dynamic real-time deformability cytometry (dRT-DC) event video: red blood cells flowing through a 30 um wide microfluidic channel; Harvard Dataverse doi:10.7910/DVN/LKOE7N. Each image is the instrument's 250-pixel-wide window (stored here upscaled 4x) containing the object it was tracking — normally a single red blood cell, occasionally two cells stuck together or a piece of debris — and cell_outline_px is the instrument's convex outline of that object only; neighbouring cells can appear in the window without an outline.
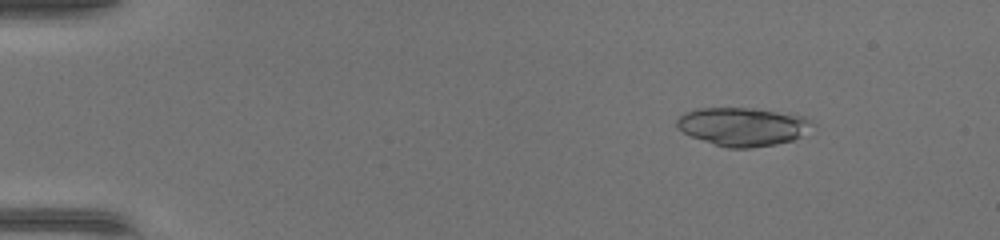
{"species": "common noctule bat (a hibernating species)", "species_latin": "Nyctalus noctula", "temperature_condition": "warm", "stored_images_in_passage": 47, "camera_frame_rate_fps": 3000, "um_per_image_px": 0.085, "animal": {"sex": "female", "body_mass_g": 17.0, "forearm_length_mm": 48.0}, "frame": {"image": 1, "passage_image": 7, "time_ms": 2.0, "image_size_px": [1000, 240], "cell_outline_px": [[812, 120], [800, 136], [792, 140], [776, 144], [752, 148], [728, 148], [692, 136], [676, 128], [676, 120], [684, 112], [700, 108], [752, 108], [804, 116]], "centroid_in_image_um": [63.07, 10.75], "position_along_channel_um": 21.9, "area_um2": 29.77}}
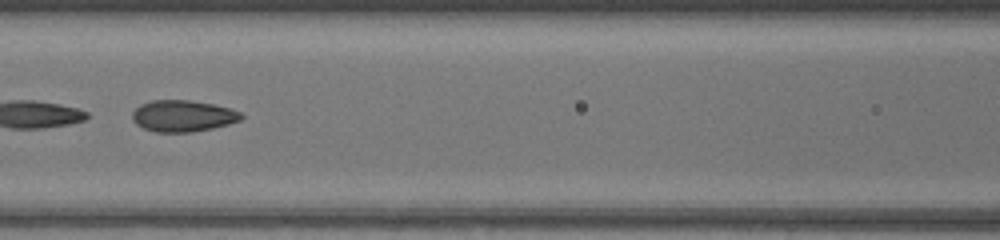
{"frame": {"image": 2, "passage_image": 23, "time_ms": 7.333, "image_size_px": [1000, 240], "cell_outline_px": [[244, 116], [240, 120], [228, 124], [212, 128], [192, 132], [156, 132], [144, 128], [136, 124], [132, 120], [132, 112], [140, 104], [152, 100], [188, 100], [212, 104], [228, 108], [240, 112]], "centroid_in_image_um": [15.51, 9.85], "position_along_channel_um": 151.1, "area_um2": 19.88}}
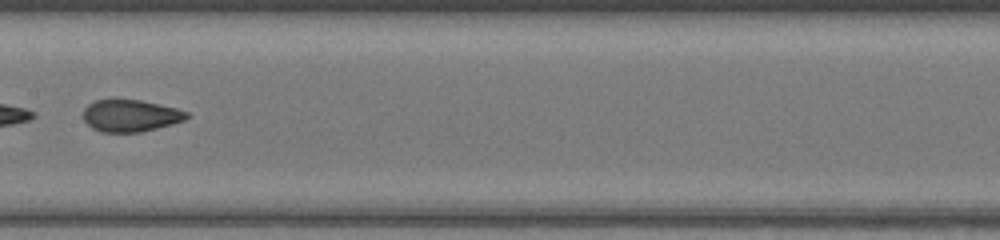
{"frame": {"image": 3, "passage_image": 26, "time_ms": 8.333, "image_size_px": [1000, 240], "cell_outline_px": [[188, 116], [184, 120], [172, 124], [140, 132], [100, 132], [92, 128], [84, 120], [84, 108], [88, 104], [96, 100], [140, 100], [176, 108], [188, 112]], "centroid_in_image_um": [11.08, 9.84], "position_along_channel_um": 196.3, "area_um2": 19.07}}